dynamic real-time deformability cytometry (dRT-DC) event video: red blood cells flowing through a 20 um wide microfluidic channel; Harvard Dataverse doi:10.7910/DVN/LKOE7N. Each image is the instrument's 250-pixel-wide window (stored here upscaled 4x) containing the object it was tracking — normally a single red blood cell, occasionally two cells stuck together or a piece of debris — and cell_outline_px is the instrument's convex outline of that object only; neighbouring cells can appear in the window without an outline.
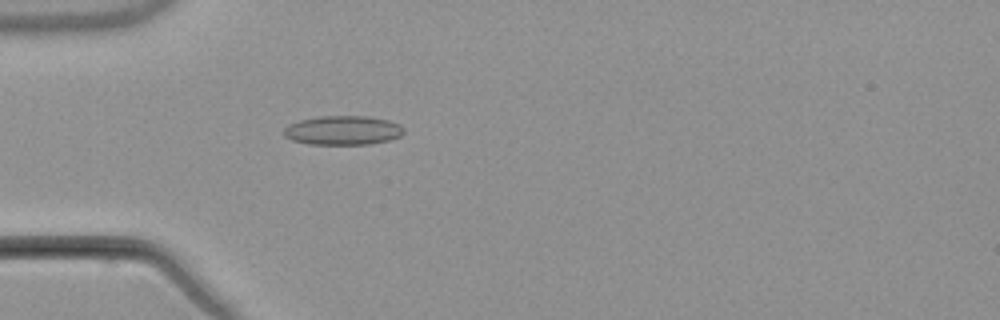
{"species": "common noctule bat (a hibernating species)", "species_latin": "Nyctalus noctula", "temperature_condition": "warm", "stored_images_in_passage": 1, "camera_frame_rate_fps": 3000, "um_per_image_px": 0.085, "animal": {"sex": "male", "body_mass_g": 21.5, "forearm_length_mm": 52.0}, "frame": {"image": 1, "passage_image": 1, "time_ms": 0.0, "image_size_px": [1000, 320], "cell_outline_px": [[404, 132], [400, 136], [388, 140], [372, 144], [308, 144], [292, 140], [284, 136], [284, 128], [288, 124], [300, 120], [320, 116], [368, 116], [388, 120], [400, 124], [404, 128]], "centroid_in_image_um": [29.15, 11.07], "position_along_channel_um": 55.9, "area_um2": 20.46}}